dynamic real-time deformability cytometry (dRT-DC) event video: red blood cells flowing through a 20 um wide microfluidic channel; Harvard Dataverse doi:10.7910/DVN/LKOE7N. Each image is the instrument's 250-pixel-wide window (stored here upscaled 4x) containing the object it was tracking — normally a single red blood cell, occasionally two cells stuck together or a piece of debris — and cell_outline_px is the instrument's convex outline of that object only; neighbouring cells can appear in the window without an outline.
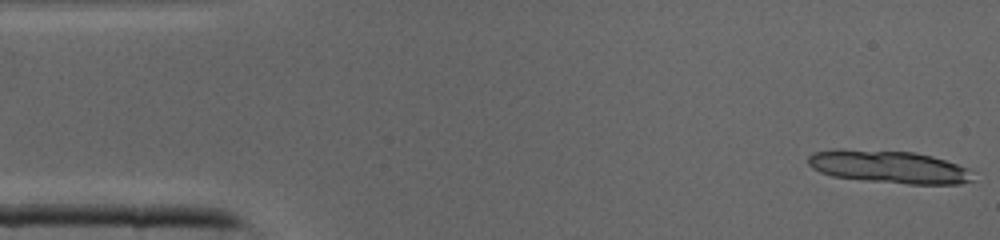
{"species": "common noctule bat (a hibernating species)", "species_latin": "Nyctalus noctula", "temperature_condition": "cold", "stored_images_in_passage": 27, "camera_frame_rate_fps": 3000, "um_per_image_px": 0.085, "animal": {"sex": "male", "body_mass_g": 19.0, "forearm_length_mm": 50.8}, "frame": {"image": 1, "passage_image": 1, "time_ms": 0.0, "image_size_px": [1000, 240], "cell_outline_px": [[972, 180], [960, 184], [908, 184], [864, 180], [832, 176], [820, 172], [812, 168], [808, 164], [808, 156], [812, 152], [836, 148], [840, 148], [912, 152], [932, 156], [968, 168]], "centroid_in_image_um": [75.48, 14.17], "position_along_channel_um": 9.5, "area_um2": 31.44}}
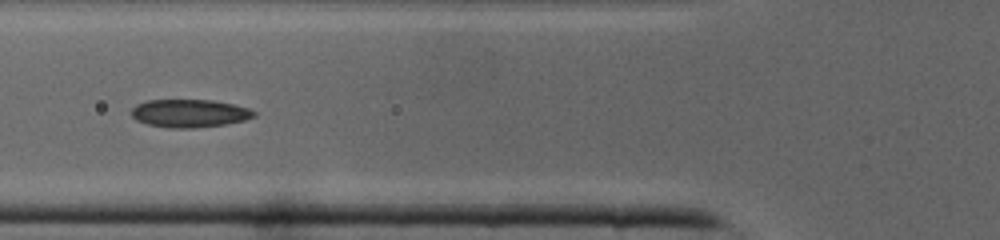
{"frame": {"image": 2, "passage_image": 15, "time_ms": 4.667, "image_size_px": [1000, 240], "cell_outline_px": [[256, 116], [244, 120], [228, 124], [196, 128], [168, 128], [148, 124], [136, 120], [132, 116], [132, 108], [136, 104], [148, 100], [212, 100], [232, 104], [248, 108], [256, 112]], "centroid_in_image_um": [16.11, 9.64], "position_along_channel_um": 109.7, "area_um2": 20.06}}
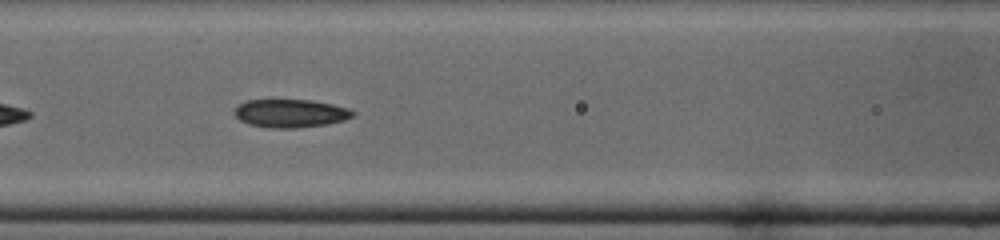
{"frame": {"image": 3, "passage_image": 17, "time_ms": 5.333, "image_size_px": [1000, 240], "cell_outline_px": [[356, 112], [352, 116], [344, 120], [328, 124], [296, 128], [272, 128], [248, 124], [240, 120], [236, 116], [236, 108], [240, 104], [248, 100], [312, 100], [332, 104], [348, 108]], "centroid_in_image_um": [24.72, 9.64], "position_along_channel_um": 141.9, "area_um2": 19.31}}